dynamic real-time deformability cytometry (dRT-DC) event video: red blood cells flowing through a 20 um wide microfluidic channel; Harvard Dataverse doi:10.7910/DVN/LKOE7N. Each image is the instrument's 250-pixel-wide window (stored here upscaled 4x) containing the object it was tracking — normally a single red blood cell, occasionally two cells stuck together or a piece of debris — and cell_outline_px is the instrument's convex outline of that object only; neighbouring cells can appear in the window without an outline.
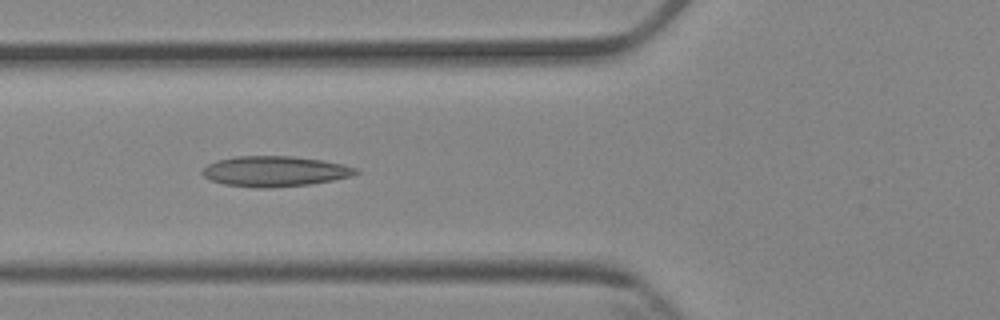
{"species": "Egyptian fruit bat (a non-hibernating species)", "species_latin": "Rousettus aegyptiacus", "temperature_condition": "cold", "stored_images_in_passage": 5, "camera_frame_rate_fps": 3000, "um_per_image_px": 0.085, "animal": {"sex": "female"}, "frame": {"image": 1, "passage_image": 3, "time_ms": 2.333, "image_size_px": [1000, 320], "cell_outline_px": [[360, 172], [352, 176], [332, 180], [308, 184], [272, 188], [260, 188], [224, 184], [212, 180], [204, 176], [200, 172], [208, 164], [216, 160], [236, 156], [292, 156], [320, 160], [344, 164], [356, 168]], "centroid_in_image_um": [23.36, 14.56], "position_along_channel_um": 102.4, "area_um2": 27.11}}
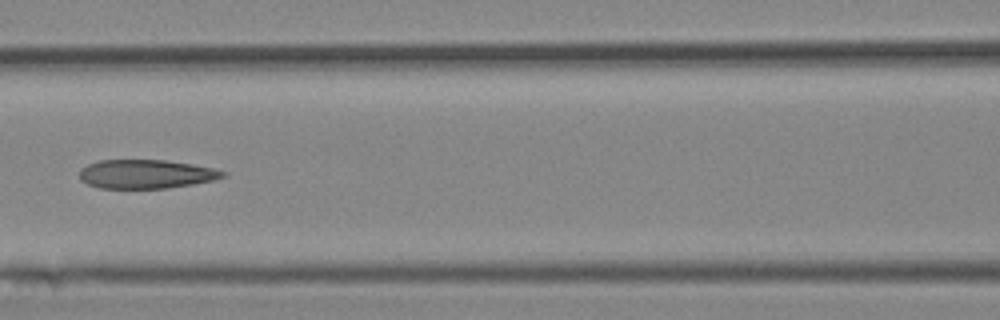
{"frame": {"image": 2, "passage_image": 4, "time_ms": 3.667, "image_size_px": [1000, 320], "cell_outline_px": [[228, 176], [216, 180], [168, 188], [100, 188], [88, 184], [80, 180], [80, 168], [88, 164], [100, 160], [164, 160], [192, 164], [216, 168], [228, 172]], "centroid_in_image_um": [12.47, 14.79], "position_along_channel_um": 154.1, "area_um2": 24.33}}
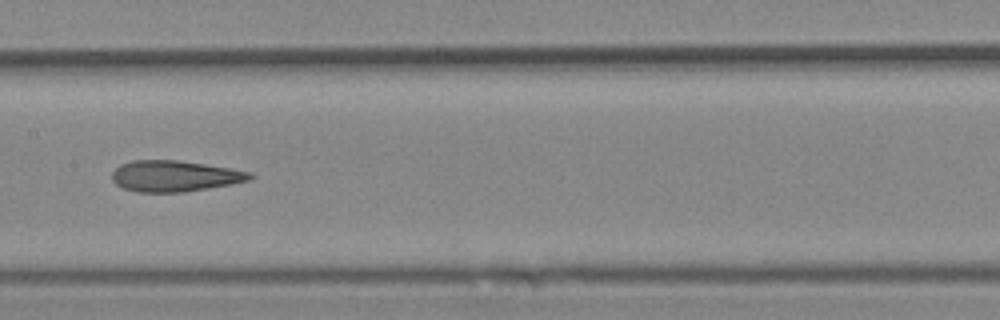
{"frame": {"image": 3, "passage_image": 5, "time_ms": 4.667, "image_size_px": [1000, 320], "cell_outline_px": [[256, 176], [252, 180], [232, 184], [184, 192], [136, 192], [124, 188], [116, 184], [112, 180], [112, 172], [120, 164], [132, 160], [176, 160], [232, 168], [252, 172]], "centroid_in_image_um": [14.88, 14.96], "position_along_channel_um": 192.5, "area_um2": 25.14}}